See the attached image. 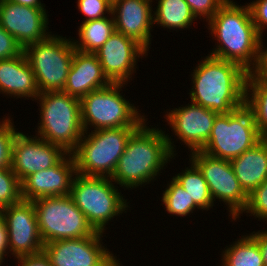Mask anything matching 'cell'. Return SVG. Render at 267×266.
<instances>
[{"label":"cell","instance_id":"obj_42","mask_svg":"<svg viewBox=\"0 0 267 266\" xmlns=\"http://www.w3.org/2000/svg\"><path fill=\"white\" fill-rule=\"evenodd\" d=\"M3 220V217H2V213H1V210H0V222Z\"/></svg>","mask_w":267,"mask_h":266},{"label":"cell","instance_id":"obj_1","mask_svg":"<svg viewBox=\"0 0 267 266\" xmlns=\"http://www.w3.org/2000/svg\"><path fill=\"white\" fill-rule=\"evenodd\" d=\"M208 25L211 35L218 41L208 55L234 62L248 73L257 71L263 39L252 21L248 5L240 6L227 0Z\"/></svg>","mask_w":267,"mask_h":266},{"label":"cell","instance_id":"obj_8","mask_svg":"<svg viewBox=\"0 0 267 266\" xmlns=\"http://www.w3.org/2000/svg\"><path fill=\"white\" fill-rule=\"evenodd\" d=\"M71 40L51 33L47 39L23 49L40 93L62 91L65 87L76 50Z\"/></svg>","mask_w":267,"mask_h":266},{"label":"cell","instance_id":"obj_21","mask_svg":"<svg viewBox=\"0 0 267 266\" xmlns=\"http://www.w3.org/2000/svg\"><path fill=\"white\" fill-rule=\"evenodd\" d=\"M0 93L14 98L30 97L35 100L40 94L24 52L15 58L0 60Z\"/></svg>","mask_w":267,"mask_h":266},{"label":"cell","instance_id":"obj_17","mask_svg":"<svg viewBox=\"0 0 267 266\" xmlns=\"http://www.w3.org/2000/svg\"><path fill=\"white\" fill-rule=\"evenodd\" d=\"M181 106L167 112L164 118L190 152L201 151L211 135L218 113L192 102Z\"/></svg>","mask_w":267,"mask_h":266},{"label":"cell","instance_id":"obj_25","mask_svg":"<svg viewBox=\"0 0 267 266\" xmlns=\"http://www.w3.org/2000/svg\"><path fill=\"white\" fill-rule=\"evenodd\" d=\"M222 253L221 266H265L259 242L251 234L243 235Z\"/></svg>","mask_w":267,"mask_h":266},{"label":"cell","instance_id":"obj_2","mask_svg":"<svg viewBox=\"0 0 267 266\" xmlns=\"http://www.w3.org/2000/svg\"><path fill=\"white\" fill-rule=\"evenodd\" d=\"M191 102L218 114L245 105L248 72L234 62L208 55L192 74Z\"/></svg>","mask_w":267,"mask_h":266},{"label":"cell","instance_id":"obj_30","mask_svg":"<svg viewBox=\"0 0 267 266\" xmlns=\"http://www.w3.org/2000/svg\"><path fill=\"white\" fill-rule=\"evenodd\" d=\"M7 116L0 121V168H11L12 147L16 134L15 126Z\"/></svg>","mask_w":267,"mask_h":266},{"label":"cell","instance_id":"obj_6","mask_svg":"<svg viewBox=\"0 0 267 266\" xmlns=\"http://www.w3.org/2000/svg\"><path fill=\"white\" fill-rule=\"evenodd\" d=\"M110 177L76 174L70 191L75 205L97 232L104 233L106 224L128 209V202ZM117 187V188H116ZM127 208V209H126Z\"/></svg>","mask_w":267,"mask_h":266},{"label":"cell","instance_id":"obj_7","mask_svg":"<svg viewBox=\"0 0 267 266\" xmlns=\"http://www.w3.org/2000/svg\"><path fill=\"white\" fill-rule=\"evenodd\" d=\"M126 83L110 85L91 91L80 99L81 122L84 132L91 125L94 130L119 127H140L147 122L145 115L121 95ZM121 89V90H120Z\"/></svg>","mask_w":267,"mask_h":266},{"label":"cell","instance_id":"obj_15","mask_svg":"<svg viewBox=\"0 0 267 266\" xmlns=\"http://www.w3.org/2000/svg\"><path fill=\"white\" fill-rule=\"evenodd\" d=\"M47 13L45 8H33L15 4L10 0H0V25L23 49L51 35V32H47Z\"/></svg>","mask_w":267,"mask_h":266},{"label":"cell","instance_id":"obj_19","mask_svg":"<svg viewBox=\"0 0 267 266\" xmlns=\"http://www.w3.org/2000/svg\"><path fill=\"white\" fill-rule=\"evenodd\" d=\"M152 0H113L112 12L115 30L135 40L146 51L151 44L154 24Z\"/></svg>","mask_w":267,"mask_h":266},{"label":"cell","instance_id":"obj_20","mask_svg":"<svg viewBox=\"0 0 267 266\" xmlns=\"http://www.w3.org/2000/svg\"><path fill=\"white\" fill-rule=\"evenodd\" d=\"M111 83L104 74L95 54L75 50L67 81L62 91L81 99L91 91L104 88Z\"/></svg>","mask_w":267,"mask_h":266},{"label":"cell","instance_id":"obj_32","mask_svg":"<svg viewBox=\"0 0 267 266\" xmlns=\"http://www.w3.org/2000/svg\"><path fill=\"white\" fill-rule=\"evenodd\" d=\"M77 3L78 10L86 16L82 22L100 19L112 12L111 0H78Z\"/></svg>","mask_w":267,"mask_h":266},{"label":"cell","instance_id":"obj_28","mask_svg":"<svg viewBox=\"0 0 267 266\" xmlns=\"http://www.w3.org/2000/svg\"><path fill=\"white\" fill-rule=\"evenodd\" d=\"M170 182L163 191L161 200L164 203L165 211L171 215L187 216L193 213L195 208L200 209L174 178Z\"/></svg>","mask_w":267,"mask_h":266},{"label":"cell","instance_id":"obj_13","mask_svg":"<svg viewBox=\"0 0 267 266\" xmlns=\"http://www.w3.org/2000/svg\"><path fill=\"white\" fill-rule=\"evenodd\" d=\"M7 228L8 254L15 257L37 254L43 251L37 216L31 201L20 202L1 209Z\"/></svg>","mask_w":267,"mask_h":266},{"label":"cell","instance_id":"obj_16","mask_svg":"<svg viewBox=\"0 0 267 266\" xmlns=\"http://www.w3.org/2000/svg\"><path fill=\"white\" fill-rule=\"evenodd\" d=\"M147 53L135 40L115 31L94 54L112 83H128L137 68V59Z\"/></svg>","mask_w":267,"mask_h":266},{"label":"cell","instance_id":"obj_27","mask_svg":"<svg viewBox=\"0 0 267 266\" xmlns=\"http://www.w3.org/2000/svg\"><path fill=\"white\" fill-rule=\"evenodd\" d=\"M191 167H187L173 178L183 187L194 203L203 210H209L214 206L208 184L198 167L190 161Z\"/></svg>","mask_w":267,"mask_h":266},{"label":"cell","instance_id":"obj_35","mask_svg":"<svg viewBox=\"0 0 267 266\" xmlns=\"http://www.w3.org/2000/svg\"><path fill=\"white\" fill-rule=\"evenodd\" d=\"M251 13L252 21L263 38L264 28L267 27V0H256L247 4Z\"/></svg>","mask_w":267,"mask_h":266},{"label":"cell","instance_id":"obj_9","mask_svg":"<svg viewBox=\"0 0 267 266\" xmlns=\"http://www.w3.org/2000/svg\"><path fill=\"white\" fill-rule=\"evenodd\" d=\"M261 139L253 113L244 105L216 116L211 135L201 151L215 158L232 160Z\"/></svg>","mask_w":267,"mask_h":266},{"label":"cell","instance_id":"obj_24","mask_svg":"<svg viewBox=\"0 0 267 266\" xmlns=\"http://www.w3.org/2000/svg\"><path fill=\"white\" fill-rule=\"evenodd\" d=\"M245 105L253 113L260 137L267 139V80L256 72L248 73Z\"/></svg>","mask_w":267,"mask_h":266},{"label":"cell","instance_id":"obj_11","mask_svg":"<svg viewBox=\"0 0 267 266\" xmlns=\"http://www.w3.org/2000/svg\"><path fill=\"white\" fill-rule=\"evenodd\" d=\"M192 161L205 178L211 198L223 201L228 206L229 216L239 219L247 206L248 194L241 187L230 160L219 159L202 151L191 152Z\"/></svg>","mask_w":267,"mask_h":266},{"label":"cell","instance_id":"obj_26","mask_svg":"<svg viewBox=\"0 0 267 266\" xmlns=\"http://www.w3.org/2000/svg\"><path fill=\"white\" fill-rule=\"evenodd\" d=\"M154 24L175 30L188 28L196 19L185 0H158Z\"/></svg>","mask_w":267,"mask_h":266},{"label":"cell","instance_id":"obj_33","mask_svg":"<svg viewBox=\"0 0 267 266\" xmlns=\"http://www.w3.org/2000/svg\"><path fill=\"white\" fill-rule=\"evenodd\" d=\"M189 5L193 15L203 19L206 18L208 22L218 11V9L227 1V0H185Z\"/></svg>","mask_w":267,"mask_h":266},{"label":"cell","instance_id":"obj_3","mask_svg":"<svg viewBox=\"0 0 267 266\" xmlns=\"http://www.w3.org/2000/svg\"><path fill=\"white\" fill-rule=\"evenodd\" d=\"M144 122L129 138L111 180L125 189L156 180L161 169L176 156L171 136ZM160 172V173H159Z\"/></svg>","mask_w":267,"mask_h":266},{"label":"cell","instance_id":"obj_34","mask_svg":"<svg viewBox=\"0 0 267 266\" xmlns=\"http://www.w3.org/2000/svg\"><path fill=\"white\" fill-rule=\"evenodd\" d=\"M23 52V48L15 38L6 32L0 25V60L15 58Z\"/></svg>","mask_w":267,"mask_h":266},{"label":"cell","instance_id":"obj_41","mask_svg":"<svg viewBox=\"0 0 267 266\" xmlns=\"http://www.w3.org/2000/svg\"><path fill=\"white\" fill-rule=\"evenodd\" d=\"M4 258H5L4 255L0 252V266H1L2 263L4 262V261H3V260H5Z\"/></svg>","mask_w":267,"mask_h":266},{"label":"cell","instance_id":"obj_36","mask_svg":"<svg viewBox=\"0 0 267 266\" xmlns=\"http://www.w3.org/2000/svg\"><path fill=\"white\" fill-rule=\"evenodd\" d=\"M18 266H52L49 258L41 251L37 254L16 257Z\"/></svg>","mask_w":267,"mask_h":266},{"label":"cell","instance_id":"obj_38","mask_svg":"<svg viewBox=\"0 0 267 266\" xmlns=\"http://www.w3.org/2000/svg\"><path fill=\"white\" fill-rule=\"evenodd\" d=\"M8 236H7V228L4 220L0 222V252L4 255H8Z\"/></svg>","mask_w":267,"mask_h":266},{"label":"cell","instance_id":"obj_10","mask_svg":"<svg viewBox=\"0 0 267 266\" xmlns=\"http://www.w3.org/2000/svg\"><path fill=\"white\" fill-rule=\"evenodd\" d=\"M43 243L92 236L96 231L70 195L32 201Z\"/></svg>","mask_w":267,"mask_h":266},{"label":"cell","instance_id":"obj_23","mask_svg":"<svg viewBox=\"0 0 267 266\" xmlns=\"http://www.w3.org/2000/svg\"><path fill=\"white\" fill-rule=\"evenodd\" d=\"M79 40L73 46L83 53H95L116 31L113 16L82 22L78 28Z\"/></svg>","mask_w":267,"mask_h":266},{"label":"cell","instance_id":"obj_5","mask_svg":"<svg viewBox=\"0 0 267 266\" xmlns=\"http://www.w3.org/2000/svg\"><path fill=\"white\" fill-rule=\"evenodd\" d=\"M138 128H105L92 130L89 134L84 132L78 146L71 153L77 173L84 176L111 178L130 136Z\"/></svg>","mask_w":267,"mask_h":266},{"label":"cell","instance_id":"obj_40","mask_svg":"<svg viewBox=\"0 0 267 266\" xmlns=\"http://www.w3.org/2000/svg\"><path fill=\"white\" fill-rule=\"evenodd\" d=\"M11 2L22 5V6H28L33 8H45L43 3H41L40 0H10Z\"/></svg>","mask_w":267,"mask_h":266},{"label":"cell","instance_id":"obj_31","mask_svg":"<svg viewBox=\"0 0 267 266\" xmlns=\"http://www.w3.org/2000/svg\"><path fill=\"white\" fill-rule=\"evenodd\" d=\"M245 211L258 220H267V179L248 195Z\"/></svg>","mask_w":267,"mask_h":266},{"label":"cell","instance_id":"obj_12","mask_svg":"<svg viewBox=\"0 0 267 266\" xmlns=\"http://www.w3.org/2000/svg\"><path fill=\"white\" fill-rule=\"evenodd\" d=\"M103 233L45 243L43 251L52 266H120V261L101 244Z\"/></svg>","mask_w":267,"mask_h":266},{"label":"cell","instance_id":"obj_29","mask_svg":"<svg viewBox=\"0 0 267 266\" xmlns=\"http://www.w3.org/2000/svg\"><path fill=\"white\" fill-rule=\"evenodd\" d=\"M22 200L21 182L11 168H0V210Z\"/></svg>","mask_w":267,"mask_h":266},{"label":"cell","instance_id":"obj_18","mask_svg":"<svg viewBox=\"0 0 267 266\" xmlns=\"http://www.w3.org/2000/svg\"><path fill=\"white\" fill-rule=\"evenodd\" d=\"M76 174L74 157L68 153L57 165L32 173L21 182L22 200L68 196Z\"/></svg>","mask_w":267,"mask_h":266},{"label":"cell","instance_id":"obj_22","mask_svg":"<svg viewBox=\"0 0 267 266\" xmlns=\"http://www.w3.org/2000/svg\"><path fill=\"white\" fill-rule=\"evenodd\" d=\"M230 163L241 187L249 195L267 179V139L262 138Z\"/></svg>","mask_w":267,"mask_h":266},{"label":"cell","instance_id":"obj_14","mask_svg":"<svg viewBox=\"0 0 267 266\" xmlns=\"http://www.w3.org/2000/svg\"><path fill=\"white\" fill-rule=\"evenodd\" d=\"M67 154L62 147L37 135L27 136L18 131L12 147L11 169L22 182L32 173L57 165Z\"/></svg>","mask_w":267,"mask_h":266},{"label":"cell","instance_id":"obj_37","mask_svg":"<svg viewBox=\"0 0 267 266\" xmlns=\"http://www.w3.org/2000/svg\"><path fill=\"white\" fill-rule=\"evenodd\" d=\"M251 235L259 242V246L263 255L264 265L267 266V230L252 232Z\"/></svg>","mask_w":267,"mask_h":266},{"label":"cell","instance_id":"obj_39","mask_svg":"<svg viewBox=\"0 0 267 266\" xmlns=\"http://www.w3.org/2000/svg\"><path fill=\"white\" fill-rule=\"evenodd\" d=\"M263 45L262 42L261 60L256 73L263 79L267 80V48L264 49Z\"/></svg>","mask_w":267,"mask_h":266},{"label":"cell","instance_id":"obj_4","mask_svg":"<svg viewBox=\"0 0 267 266\" xmlns=\"http://www.w3.org/2000/svg\"><path fill=\"white\" fill-rule=\"evenodd\" d=\"M36 100L41 108L36 134L72 153L84 134L80 99L63 91H47L40 93Z\"/></svg>","mask_w":267,"mask_h":266}]
</instances>
